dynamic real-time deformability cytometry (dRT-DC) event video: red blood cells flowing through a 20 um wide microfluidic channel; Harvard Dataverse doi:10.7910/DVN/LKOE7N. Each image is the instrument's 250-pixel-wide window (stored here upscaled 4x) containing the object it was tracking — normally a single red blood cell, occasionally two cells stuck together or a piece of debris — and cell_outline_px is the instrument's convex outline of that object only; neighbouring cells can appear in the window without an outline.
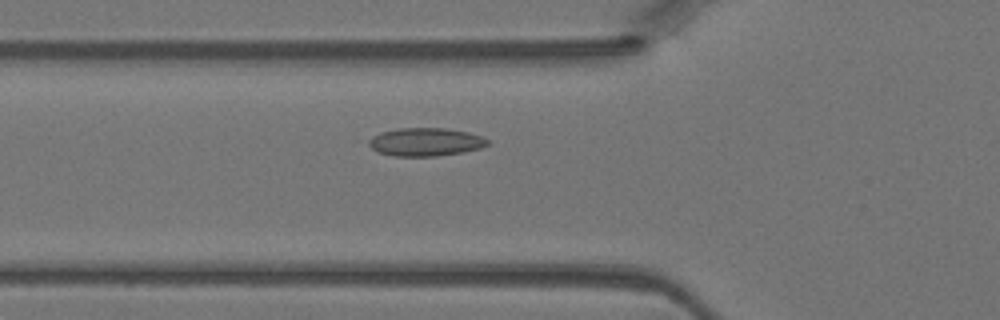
{"species": "Egyptian fruit bat (a non-hibernating species)", "species_latin": "Rousettus aegyptiacus", "temperature_condition": "warm", "stored_images_in_passage": 34, "camera_frame_rate_fps": 3000, "um_per_image_px": 0.085, "animal": {"sex": "female"}, "frame": {"image": 1, "passage_image": 9, "time_ms": 2.667, "image_size_px": [1000, 320], "cell_outline_px": [[488, 144], [480, 148], [464, 152], [436, 156], [392, 156], [376, 152], [364, 144], [364, 140], [380, 132], [396, 128], [444, 128], [468, 132], [480, 136], [488, 140]], "centroid_in_image_um": [36.05, 12.07], "position_along_channel_um": 89.8, "area_um2": 19.88}}
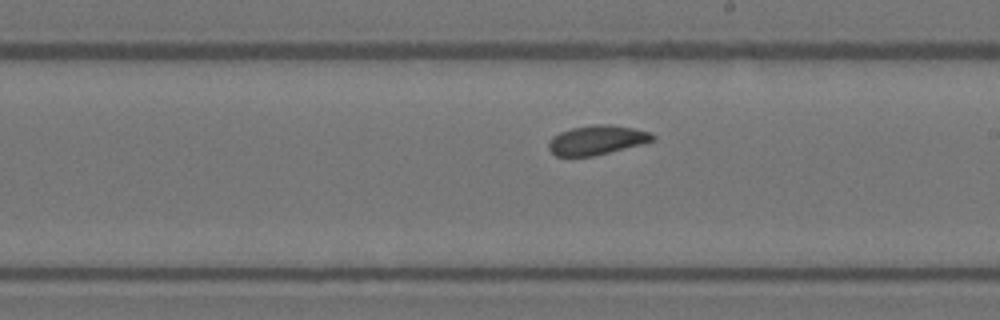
{"frame": {"image": 2, "passage_image": 19, "time_ms": 6.0, "image_size_px": [1000, 320], "cell_outline_px": [[656, 140], [592, 156], [556, 156], [548, 148], [548, 140], [552, 136], [560, 132], [572, 128], [596, 124], [608, 124], [632, 128], [652, 132], [656, 136]], "centroid_in_image_um": [50.72, 11.89], "position_along_channel_um": 238.3, "area_um2": 17.69}}
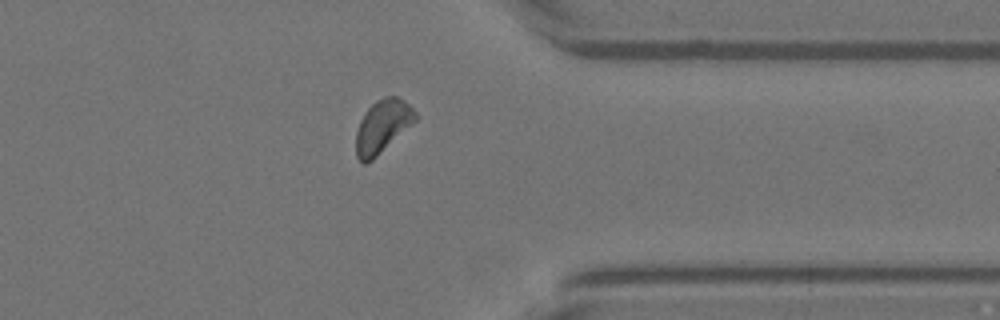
{"frame": {"image": 3, "passage_image": 29, "time_ms": 9.333, "image_size_px": [1000, 320], "cell_outline_px": [[416, 120], [372, 160], [364, 164], [356, 156], [356, 132], [360, 120], [364, 112], [376, 100], [384, 96], [396, 96], [408, 104], [416, 112]], "centroid_in_image_um": [32.48, 10.72], "position_along_channel_um": 378.9, "area_um2": 18.03}}